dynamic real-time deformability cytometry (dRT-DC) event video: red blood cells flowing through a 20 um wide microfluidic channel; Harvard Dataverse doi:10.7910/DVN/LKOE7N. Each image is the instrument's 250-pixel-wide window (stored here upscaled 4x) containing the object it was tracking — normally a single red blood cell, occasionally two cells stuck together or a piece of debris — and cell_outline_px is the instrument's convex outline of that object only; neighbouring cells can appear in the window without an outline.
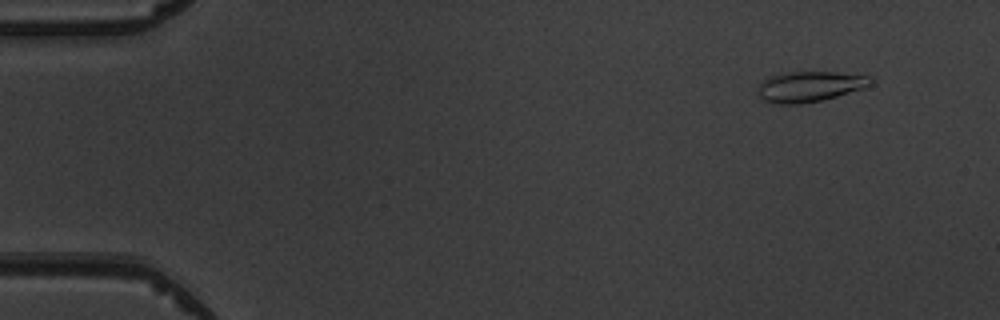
{"species": "common noctule bat (a hibernating species)", "species_latin": "Nyctalus noctula", "temperature_condition": "warm", "stored_images_in_passage": 4, "camera_frame_rate_fps": 3000, "um_per_image_px": 0.085, "animal": {"sex": "male", "body_mass_g": 19.5, "forearm_length_mm": 54.6}, "frame": {"image": 1, "passage_image": 1, "time_ms": 0.0, "image_size_px": [1000, 320], "cell_outline_px": [[876, 76], [872, 84], [864, 88], [836, 96], [820, 100], [796, 104], [776, 104], [764, 100], [760, 96], [760, 84], [768, 76], [780, 72], [836, 72]], "centroid_in_image_um": [68.89, 7.33], "position_along_channel_um": 16.1, "area_um2": 20.06}}